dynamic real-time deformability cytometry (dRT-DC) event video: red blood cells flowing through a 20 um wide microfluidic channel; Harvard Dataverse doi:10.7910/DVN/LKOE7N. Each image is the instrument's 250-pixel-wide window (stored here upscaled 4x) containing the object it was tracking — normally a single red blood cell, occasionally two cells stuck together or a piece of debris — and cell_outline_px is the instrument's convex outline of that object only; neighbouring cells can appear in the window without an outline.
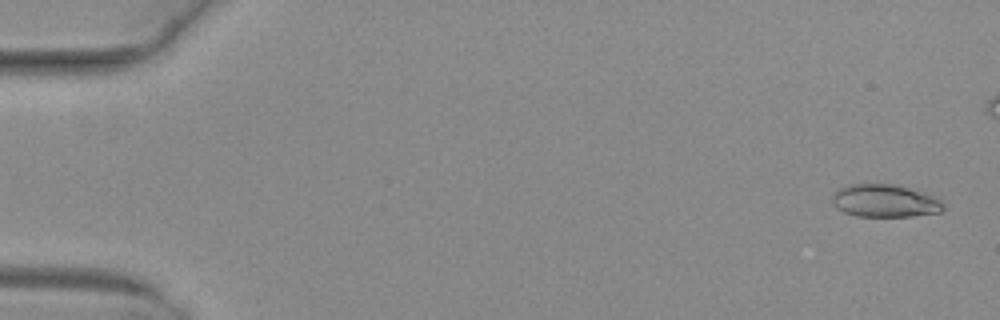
{"species": "common noctule bat (a hibernating species)", "species_latin": "Nyctalus noctula", "temperature_condition": "warm", "stored_images_in_passage": 48, "camera_frame_rate_fps": 3000, "um_per_image_px": 0.085, "animal": {"sex": "female", "body_mass_g": 29.2, "forearm_length_mm": 56.3}, "frame": {"image": 1, "passage_image": 2, "time_ms": 0.333, "image_size_px": [1000, 320], "cell_outline_px": [[944, 208], [940, 212], [912, 216], [856, 216], [844, 212], [836, 208], [832, 204], [832, 192], [848, 184], [892, 184], [908, 188], [932, 196], [940, 200], [944, 204]], "centroid_in_image_um": [75.15, 17.07], "position_along_channel_um": 9.8, "area_um2": 21.1}}
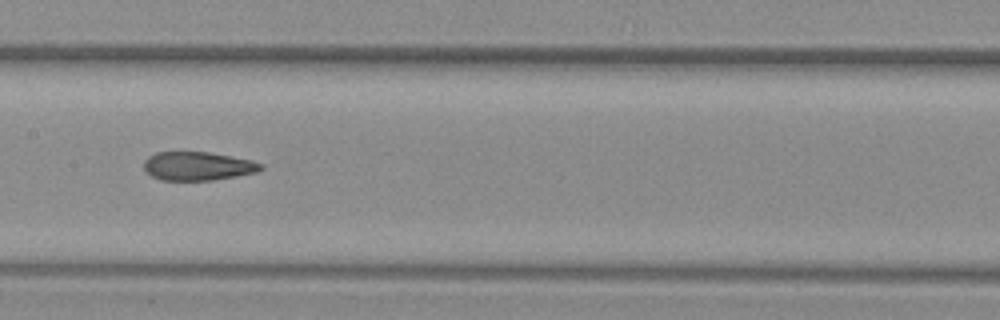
{"frame": {"image": 2, "passage_image": 27, "time_ms": 8.667, "image_size_px": [1000, 320], "cell_outline_px": [[264, 168], [256, 172], [236, 176], [212, 180], [160, 180], [152, 176], [144, 168], [144, 160], [148, 156], [156, 152], [208, 152], [252, 160], [264, 164]], "centroid_in_image_um": [16.82, 14.11], "position_along_channel_um": 190.6, "area_um2": 19.48}}
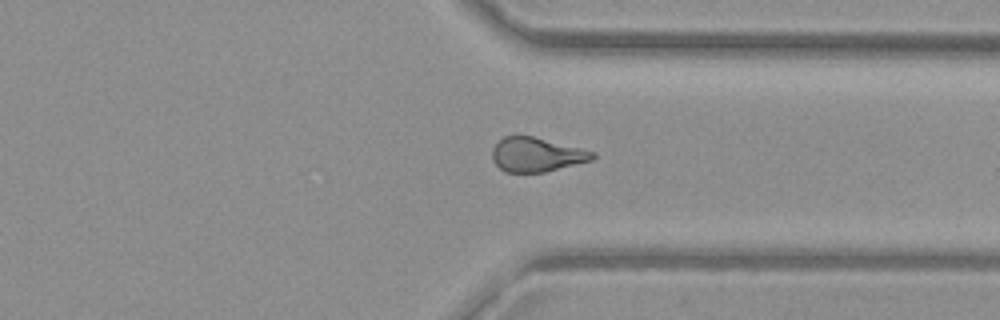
{"frame": {"image": 3, "passage_image": 40, "time_ms": 13.0, "image_size_px": [1000, 320], "cell_outline_px": [[596, 156], [592, 160], [544, 172], [504, 172], [492, 160], [492, 148], [504, 136], [532, 136], [596, 152]], "centroid_in_image_um": [45.6, 13.15], "position_along_channel_um": 365.8, "area_um2": 19.83}, "authors_computed_cell_mechanics": {"area_um2": 20.7791, "velocity_mm_per_s": 4.0523, "shape_relaxation_time_tau1_ms": 10.6417, "shape_relaxation_time_tau2_ms": 1.9482, "deformation_change_tau1": 0.2534, "deformation_change_tau2": 0.0962}}